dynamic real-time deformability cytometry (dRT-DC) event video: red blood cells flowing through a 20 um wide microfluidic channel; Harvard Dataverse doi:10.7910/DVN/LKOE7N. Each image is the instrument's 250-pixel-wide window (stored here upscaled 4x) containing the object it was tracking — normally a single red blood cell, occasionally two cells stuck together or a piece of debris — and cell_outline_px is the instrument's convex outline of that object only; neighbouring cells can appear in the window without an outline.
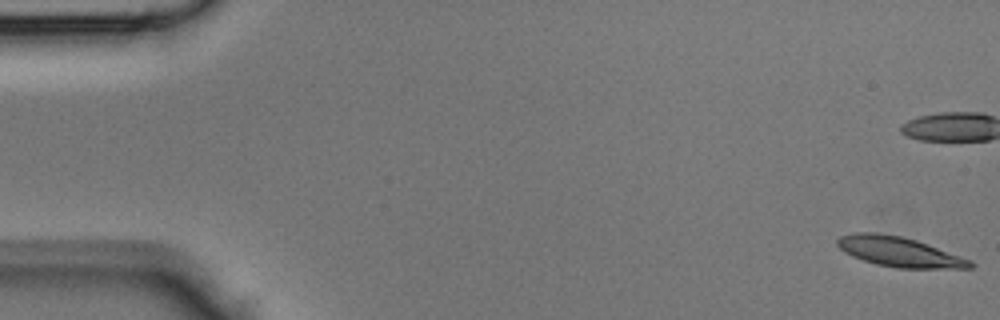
{"species": "Egyptian fruit bat (a non-hibernating species)", "species_latin": "Rousettus aegyptiacus", "temperature_condition": "room temperature", "stored_images_in_passage": 45, "camera_frame_rate_fps": 3000, "um_per_image_px": 0.085, "animal": {"sex": "male"}, "frame": {"image": 1, "passage_image": 1, "time_ms": 0.0, "image_size_px": [1000, 320], "cell_outline_px": [[976, 264], [972, 268], [896, 268], [876, 264], [852, 256], [844, 252], [836, 244], [836, 240], [840, 236], [856, 232], [876, 232], [900, 236], [916, 240], [972, 260]], "centroid_in_image_um": [76.43, 21.4], "position_along_channel_um": 8.6, "area_um2": 23.12}}